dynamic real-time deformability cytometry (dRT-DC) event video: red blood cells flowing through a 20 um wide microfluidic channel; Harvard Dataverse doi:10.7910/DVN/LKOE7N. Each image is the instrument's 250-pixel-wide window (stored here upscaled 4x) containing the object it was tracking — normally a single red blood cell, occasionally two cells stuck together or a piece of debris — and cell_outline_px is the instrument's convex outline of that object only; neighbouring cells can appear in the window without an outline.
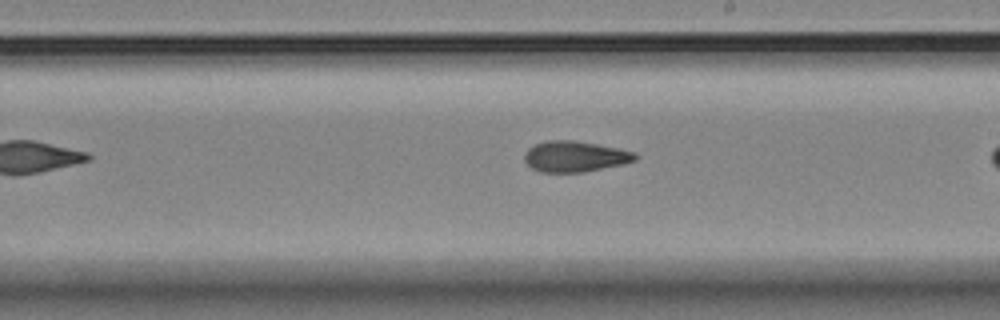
{"species": "Egyptian fruit bat (a non-hibernating species)", "species_latin": "Rousettus aegyptiacus", "temperature_condition": "room temperature", "stored_images_in_passage": 29, "camera_frame_rate_fps": 3000, "um_per_image_px": 0.085, "animal": {"sex": "female"}, "frame": {"image": 1, "passage_image": 17, "time_ms": 5.333, "image_size_px": [1000, 320], "cell_outline_px": [[636, 160], [620, 164], [584, 172], [540, 172], [532, 168], [524, 160], [524, 156], [528, 148], [536, 144], [548, 140], [572, 140], [596, 144], [636, 152]], "centroid_in_image_um": [48.84, 13.3], "position_along_channel_um": 240.2, "area_um2": 19.59}}
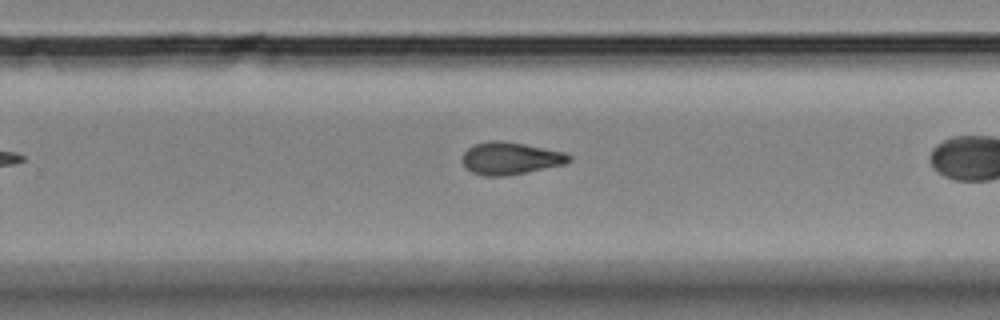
{"frame": {"image": 2, "passage_image": 21, "time_ms": 6.667, "image_size_px": [1000, 320], "cell_outline_px": [[572, 160], [564, 164], [528, 172], [508, 176], [484, 176], [472, 172], [464, 168], [460, 160], [464, 152], [468, 148], [476, 144], [488, 140], [500, 140], [524, 144], [564, 152], [572, 156]], "centroid_in_image_um": [43.34, 13.46], "position_along_channel_um": 286.5, "area_um2": 20.35}}